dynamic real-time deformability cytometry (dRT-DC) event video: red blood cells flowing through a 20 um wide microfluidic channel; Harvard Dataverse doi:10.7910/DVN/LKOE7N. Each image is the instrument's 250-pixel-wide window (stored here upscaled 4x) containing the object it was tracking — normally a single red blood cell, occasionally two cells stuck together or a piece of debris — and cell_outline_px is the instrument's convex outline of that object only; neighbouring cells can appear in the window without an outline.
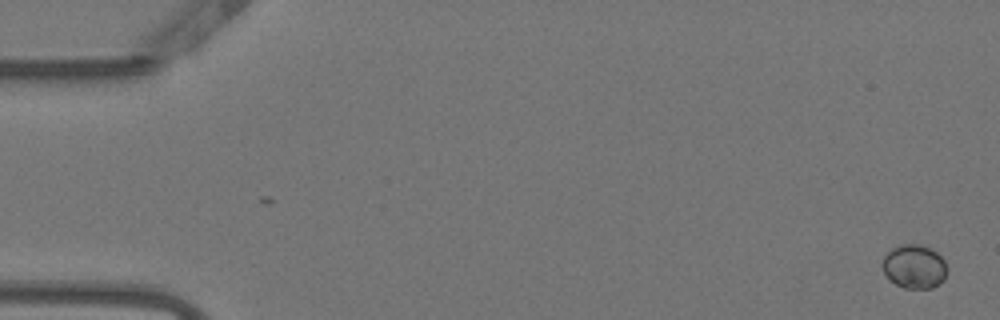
{"species": "Egyptian fruit bat (a non-hibernating species)", "species_latin": "Rousettus aegyptiacus", "temperature_condition": "warm", "stored_images_in_passage": 53, "camera_frame_rate_fps": 3000, "um_per_image_px": 0.085, "animal": {"sex": "female"}, "frame": {"image": 1, "passage_image": 1, "time_ms": 0.0, "image_size_px": [1000, 320], "cell_outline_px": [[948, 272], [944, 280], [940, 284], [932, 288], [904, 288], [888, 280], [880, 264], [884, 256], [892, 248], [900, 244], [920, 244], [932, 248], [944, 260], [948, 268]], "centroid_in_image_um": [77.72, 22.66], "position_along_channel_um": 7.3, "area_um2": 16.94}}
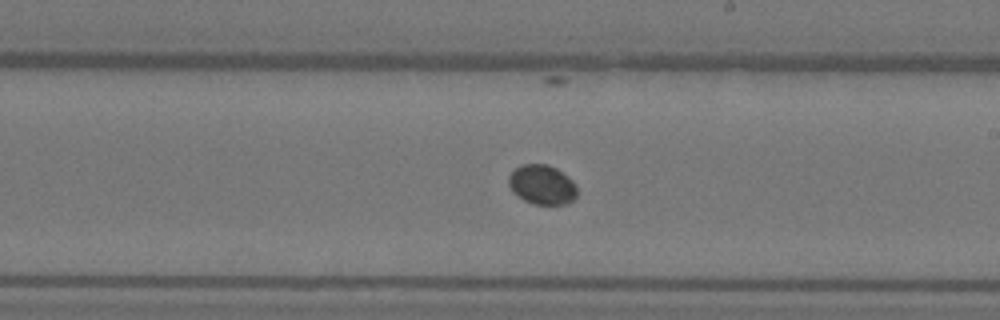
{"frame": {"image": 2, "passage_image": 31, "time_ms": 10.0, "image_size_px": [1000, 320], "cell_outline_px": [[576, 196], [568, 204], [532, 204], [524, 200], [512, 192], [508, 184], [508, 176], [516, 168], [524, 164], [548, 164], [556, 168], [568, 176], [576, 184]], "centroid_in_image_um": [46.07, 15.7], "position_along_channel_um": 242.9, "area_um2": 15.84}}
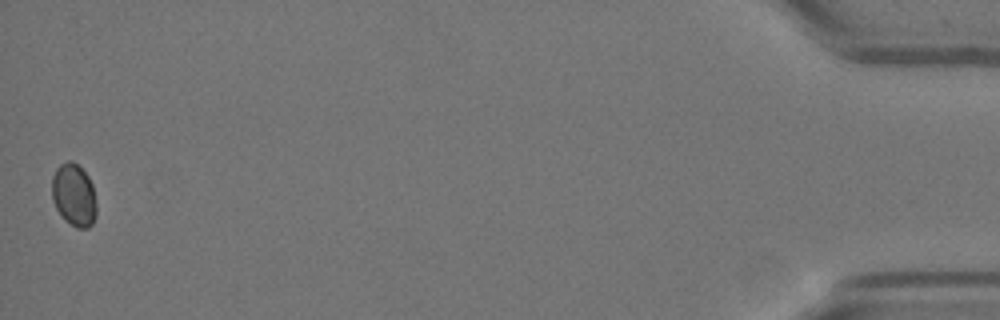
{"frame": {"image": 3, "passage_image": 53, "time_ms": 17.333, "image_size_px": [1000, 320], "cell_outline_px": [[96, 216], [92, 224], [88, 228], [76, 228], [64, 220], [56, 208], [52, 200], [52, 176], [56, 168], [60, 164], [68, 160], [72, 160], [88, 176], [92, 184], [96, 204]], "centroid_in_image_um": [6.27, 16.59], "position_along_channel_um": 428.9, "area_um2": 16.36}}